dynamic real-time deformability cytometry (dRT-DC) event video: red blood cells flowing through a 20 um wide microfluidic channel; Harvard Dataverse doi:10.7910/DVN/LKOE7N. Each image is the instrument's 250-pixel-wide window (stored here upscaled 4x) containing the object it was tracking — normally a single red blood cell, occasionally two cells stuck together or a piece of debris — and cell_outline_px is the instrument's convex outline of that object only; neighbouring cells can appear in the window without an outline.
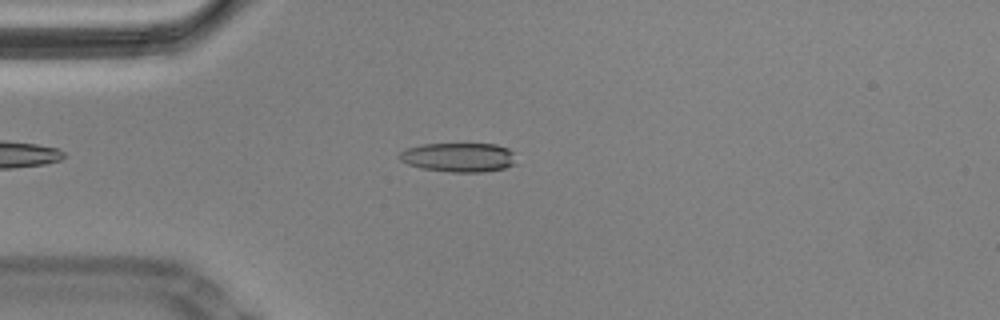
{"species": "Egyptian fruit bat (a non-hibernating species)", "species_latin": "Rousettus aegyptiacus", "temperature_condition": "cold", "stored_images_in_passage": 53, "camera_frame_rate_fps": 3000, "um_per_image_px": 0.085, "animal": {"sex": "male"}, "frame": {"image": 1, "passage_image": 11, "time_ms": 3.333, "image_size_px": [1000, 320], "cell_outline_px": [[516, 164], [504, 168], [484, 172], [452, 172], [420, 168], [408, 164], [400, 160], [400, 152], [404, 148], [420, 144], [496, 144], [508, 148], [512, 152]], "centroid_in_image_um": [38.97, 13.37], "position_along_channel_um": 46.0, "area_um2": 19.94}}
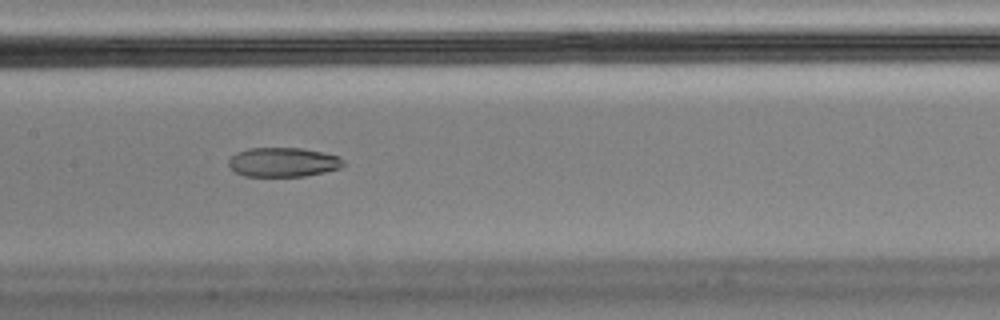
{"frame": {"image": 2, "passage_image": 24, "time_ms": 7.667, "image_size_px": [1000, 320], "cell_outline_px": [[344, 164], [340, 168], [324, 172], [304, 176], [244, 176], [236, 172], [228, 164], [228, 160], [236, 152], [248, 148], [300, 148], [324, 152], [340, 156], [344, 160]], "centroid_in_image_um": [24.08, 13.78], "position_along_channel_um": 183.3, "area_um2": 19.65}}
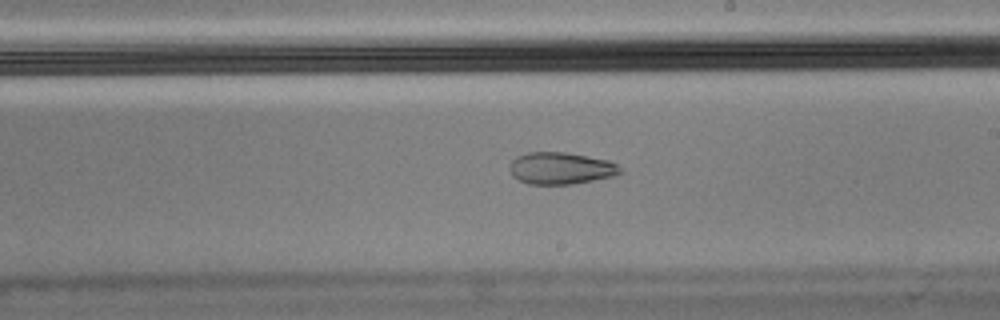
{"frame": {"image": 3, "passage_image": 29, "time_ms": 9.333, "image_size_px": [1000, 320], "cell_outline_px": [[624, 172], [616, 176], [572, 184], [528, 184], [512, 176], [508, 168], [512, 160], [516, 156], [528, 152], [564, 152], [608, 160], [624, 168]], "centroid_in_image_um": [47.69, 14.3], "position_along_channel_um": 241.3, "area_um2": 20.81}, "authors_computed_cell_mechanics": {"area_um2": 21.097, "velocity_mm_per_s": 3.5023, "shape_relaxation_time_tau1_ms": null, "shape_relaxation_time_tau2_ms": 1.8991, "deformation_change_tau1": null, "deformation_change_tau2": 0.0656}}